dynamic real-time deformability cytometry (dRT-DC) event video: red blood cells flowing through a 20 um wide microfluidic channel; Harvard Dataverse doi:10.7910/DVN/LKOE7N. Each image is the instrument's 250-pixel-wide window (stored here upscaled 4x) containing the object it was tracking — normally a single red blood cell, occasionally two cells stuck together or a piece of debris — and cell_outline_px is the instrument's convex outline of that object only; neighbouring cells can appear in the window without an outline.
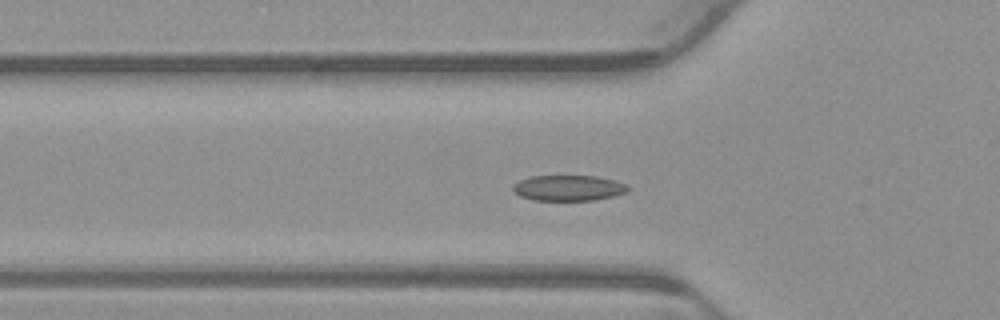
{"species": "common noctule bat (a hibernating species)", "species_latin": "Nyctalus noctula", "temperature_condition": "warm", "stored_images_in_passage": 54, "camera_frame_rate_fps": 3000, "um_per_image_px": 0.085, "animal": {"sex": "male", "body_mass_g": 23.1, "forearm_length_mm": 52.7}, "frame": {"image": 1, "passage_image": 17, "time_ms": 5.333, "image_size_px": [1000, 320], "cell_outline_px": [[632, 188], [628, 192], [616, 196], [596, 200], [532, 200], [520, 196], [512, 188], [512, 184], [528, 176], [596, 176], [616, 180], [628, 184]], "centroid_in_image_um": [48.39, 15.97], "position_along_channel_um": 77.4, "area_um2": 17.51}}
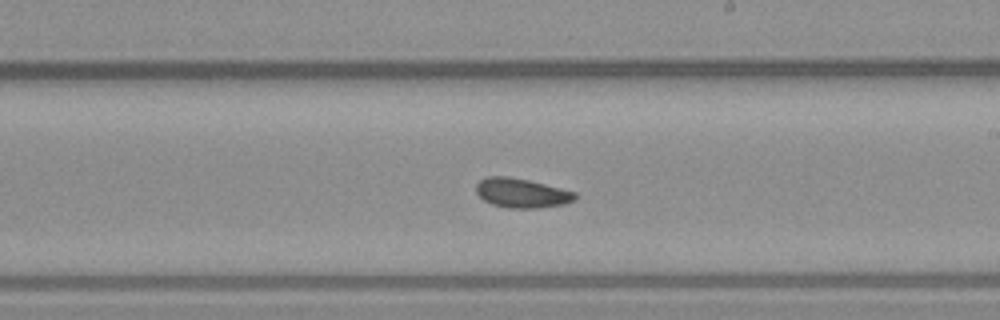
{"frame": {"image": 2, "passage_image": 30, "time_ms": 9.667, "image_size_px": [1000, 320], "cell_outline_px": [[576, 196], [572, 200], [564, 204], [536, 208], [508, 208], [492, 204], [484, 200], [476, 192], [476, 184], [480, 180], [488, 176], [508, 176], [528, 180], [576, 192]], "centroid_in_image_um": [44.3, 16.4], "position_along_channel_um": 244.7, "area_um2": 16.76}}
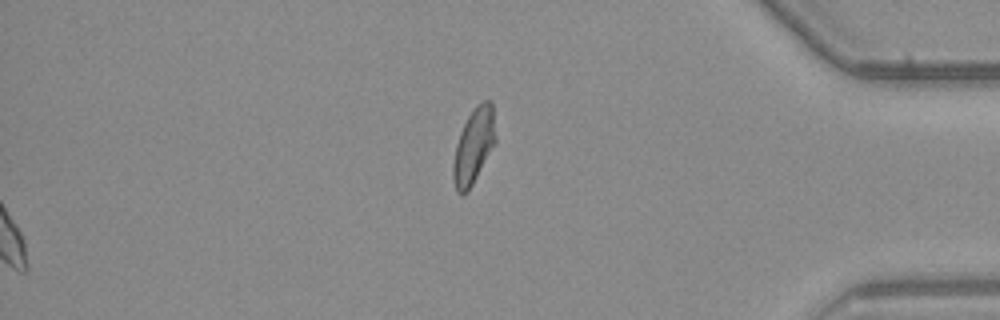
{"frame": {"image": 3, "passage_image": 54, "time_ms": 17.667, "image_size_px": [1000, 320], "cell_outline_px": [[496, 144], [468, 192], [456, 192], [452, 180], [452, 164], [456, 144], [460, 132], [468, 116], [476, 104], [484, 100], [492, 100], [496, 136]], "centroid_in_image_um": [40.27, 12.4], "position_along_channel_um": 394.9, "area_um2": 18.96}, "authors_computed_cell_mechanics": {"area_um2": 16.9354, "velocity_mm_per_s": 3.8353, "shape_relaxation_time_tau1_ms": 2.8411, "shape_relaxation_time_tau2_ms": 3.363, "deformation_change_tau1": 0.0907, "deformation_change_tau2": 0.0836}}